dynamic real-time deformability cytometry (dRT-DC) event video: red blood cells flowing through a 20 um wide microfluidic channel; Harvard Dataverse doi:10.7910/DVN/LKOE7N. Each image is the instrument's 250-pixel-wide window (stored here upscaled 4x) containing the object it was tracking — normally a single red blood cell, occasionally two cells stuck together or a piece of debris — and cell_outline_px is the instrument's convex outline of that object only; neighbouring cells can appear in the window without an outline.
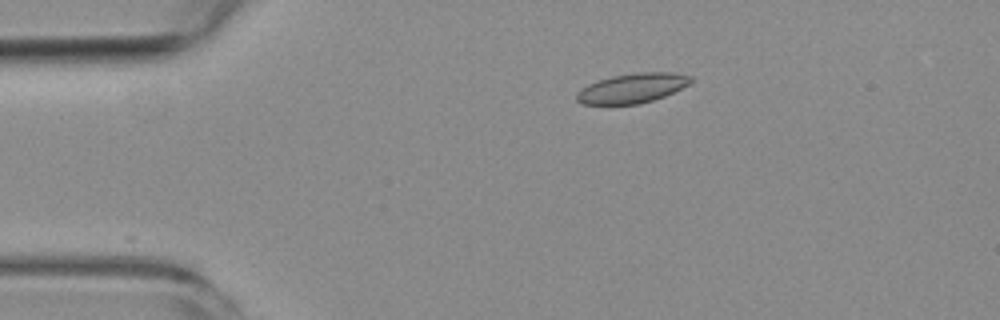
{"species": "common noctule bat (a hibernating species)", "species_latin": "Nyctalus noctula", "temperature_condition": "room temperature", "stored_images_in_passage": 6, "camera_frame_rate_fps": 3000, "um_per_image_px": 0.085, "animal": {"sex": "female", "body_mass_g": 19.3, "forearm_length_mm": 54.1}, "frame": {"image": 1, "passage_image": 4, "time_ms": 3.333, "image_size_px": [1000, 320], "cell_outline_px": [[692, 80], [688, 84], [664, 96], [640, 104], [580, 104], [576, 100], [576, 92], [588, 84], [612, 76], [636, 72], [672, 72], [692, 76]], "centroid_in_image_um": [53.71, 7.49], "position_along_channel_um": 31.3, "area_um2": 19.59}}